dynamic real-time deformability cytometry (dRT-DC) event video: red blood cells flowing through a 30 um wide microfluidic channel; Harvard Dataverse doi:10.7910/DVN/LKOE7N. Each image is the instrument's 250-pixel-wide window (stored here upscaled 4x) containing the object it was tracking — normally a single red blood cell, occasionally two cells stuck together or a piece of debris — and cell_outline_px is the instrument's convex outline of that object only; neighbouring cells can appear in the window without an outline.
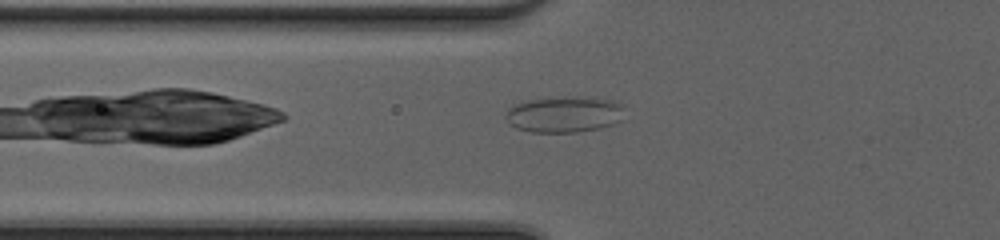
{"species": "common noctule bat (a hibernating species)", "species_latin": "Nyctalus noctula", "temperature_condition": "cold", "stored_images_in_passage": 31, "camera_frame_rate_fps": 3000, "um_per_image_px": 0.085, "animal": {"sex": "female", "body_mass_g": 20.0, "forearm_length_mm": 54.0}, "frame": {"image": 1, "passage_image": 4, "time_ms": 1.0, "image_size_px": [1000, 240], "cell_outline_px": [[624, 108], [620, 120], [612, 124], [600, 128], [576, 132], [532, 132], [516, 128], [508, 124], [504, 116], [508, 108], [512, 104], [528, 100], [580, 96], [592, 96], [616, 100], [624, 104]], "centroid_in_image_um": [47.97, 9.7], "position_along_channel_um": 77.8, "area_um2": 25.43}}
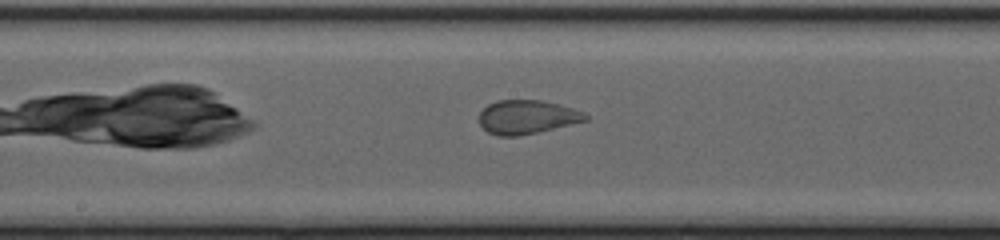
{"frame": {"image": 2, "passage_image": 13, "time_ms": 4.0, "image_size_px": [1000, 240], "cell_outline_px": [[588, 120], [520, 136], [496, 136], [488, 132], [480, 124], [480, 112], [488, 104], [496, 100], [540, 100], [560, 104], [584, 112], [588, 116]], "centroid_in_image_um": [44.79, 9.94], "position_along_channel_um": 203.4, "area_um2": 20.92}}
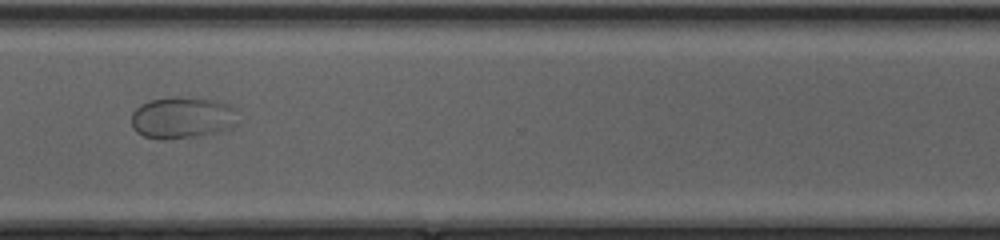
{"frame": {"image": 3, "passage_image": 24, "time_ms": 7.667, "image_size_px": [1000, 240], "cell_outline_px": [[236, 124], [232, 128], [220, 132], [196, 136], [164, 140], [160, 140], [144, 136], [136, 132], [132, 128], [132, 112], [140, 104], [148, 100], [176, 96], [220, 100], [232, 104], [236, 108]], "centroid_in_image_um": [15.52, 9.99], "position_along_channel_um": 355.1, "area_um2": 26.53}}